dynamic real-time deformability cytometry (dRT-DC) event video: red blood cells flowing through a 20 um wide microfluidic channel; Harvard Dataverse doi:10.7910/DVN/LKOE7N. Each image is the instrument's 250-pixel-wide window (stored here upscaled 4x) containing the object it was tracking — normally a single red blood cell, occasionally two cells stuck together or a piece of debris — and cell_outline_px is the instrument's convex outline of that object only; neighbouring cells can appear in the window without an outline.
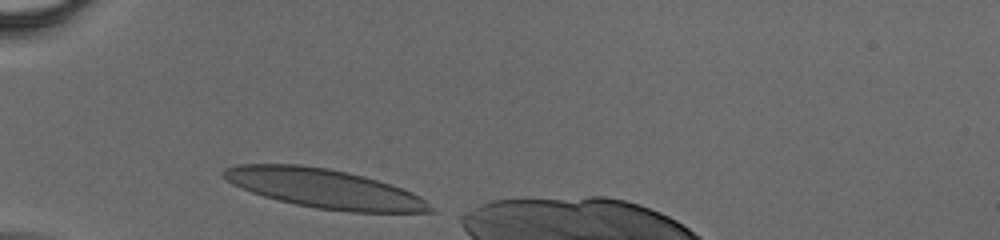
{"species": "human", "species_latin": "Homo sapiens", "temperature_condition": "cold", "stored_images_in_passage": 29, "camera_frame_rate_fps": 3000, "um_per_image_px": 0.085, "donor": {"sex": "male"}, "frame": {"image": 1, "passage_image": 1, "time_ms": 0.0, "image_size_px": [1000, 240], "cell_outline_px": [[436, 212], [348, 212], [316, 208], [296, 204], [264, 196], [240, 188], [232, 184], [220, 176], [220, 172], [224, 168], [236, 164], [300, 164], [328, 168], [364, 176], [412, 192], [420, 196]], "centroid_in_image_um": [27.49, 16.02], "position_along_channel_um": 57.5, "area_um2": 46.93}}
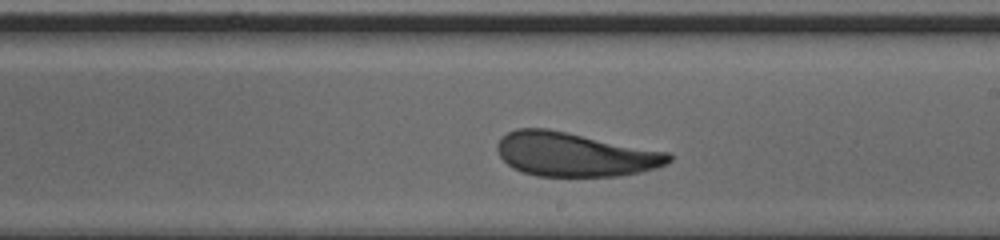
{"frame": {"image": 2, "passage_image": 17, "time_ms": 5.333, "image_size_px": [1000, 240], "cell_outline_px": [[672, 160], [668, 164], [656, 168], [640, 172], [620, 176], [536, 176], [512, 168], [500, 156], [496, 148], [496, 144], [500, 136], [516, 128], [548, 128], [668, 152], [672, 156]], "centroid_in_image_um": [48.84, 13.12], "position_along_channel_um": 240.2, "area_um2": 44.22}}
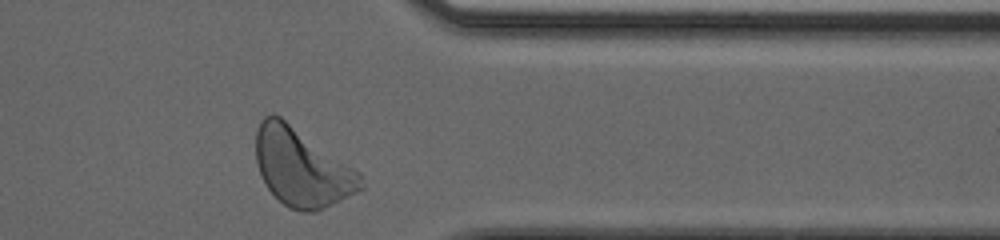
{"frame": {"image": 3, "passage_image": 29, "time_ms": 9.333, "image_size_px": [1000, 240], "cell_outline_px": [[364, 188], [316, 212], [300, 212], [288, 208], [268, 188], [256, 164], [256, 132], [260, 120], [264, 116], [272, 112], [280, 116], [360, 172]], "centroid_in_image_um": [25.63, 14.23], "position_along_channel_um": 385.8, "area_um2": 47.28}}